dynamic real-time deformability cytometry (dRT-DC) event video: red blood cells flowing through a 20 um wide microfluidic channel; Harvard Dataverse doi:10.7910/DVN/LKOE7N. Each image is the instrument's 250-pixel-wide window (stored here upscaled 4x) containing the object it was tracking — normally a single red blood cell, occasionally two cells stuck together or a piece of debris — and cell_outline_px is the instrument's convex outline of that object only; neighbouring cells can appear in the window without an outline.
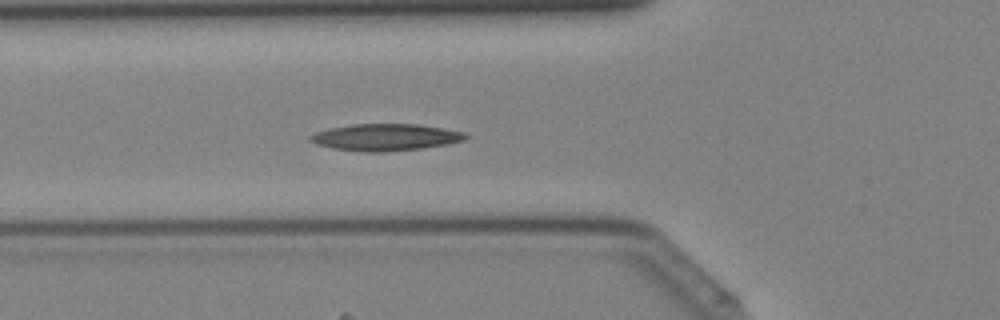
{"species": "Egyptian fruit bat (a non-hibernating species)", "species_latin": "Rousettus aegyptiacus", "temperature_condition": "cold", "stored_images_in_passage": 42, "camera_frame_rate_fps": 3000, "um_per_image_px": 0.085, "animal": {"sex": "female"}, "frame": {"image": 1, "passage_image": 15, "time_ms": 4.667, "image_size_px": [1000, 320], "cell_outline_px": [[468, 136], [464, 140], [448, 144], [420, 148], [384, 152], [364, 152], [332, 148], [316, 144], [308, 140], [308, 136], [316, 132], [328, 128], [352, 124], [416, 124], [444, 128], [464, 132]], "centroid_in_image_um": [32.73, 11.66], "position_along_channel_um": 93.1, "area_um2": 24.33}}
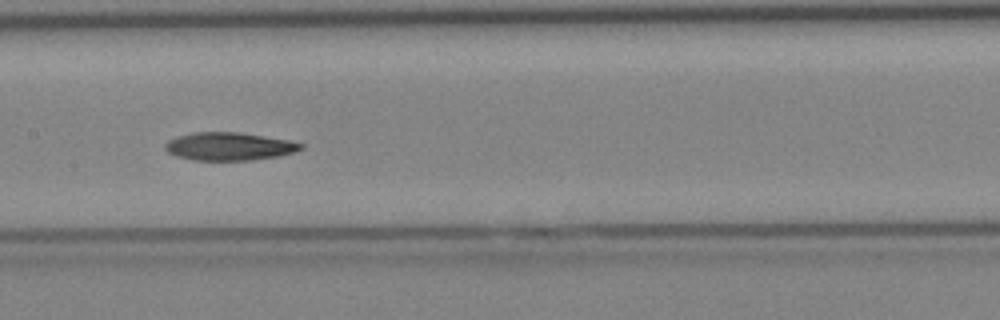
{"frame": {"image": 2, "passage_image": 21, "time_ms": 6.667, "image_size_px": [1000, 320], "cell_outline_px": [[304, 148], [296, 152], [280, 156], [252, 160], [192, 160], [176, 156], [168, 152], [164, 148], [164, 144], [168, 140], [176, 136], [192, 132], [240, 132], [292, 140], [304, 144]], "centroid_in_image_um": [19.51, 12.44], "position_along_channel_um": 187.9, "area_um2": 22.54}}
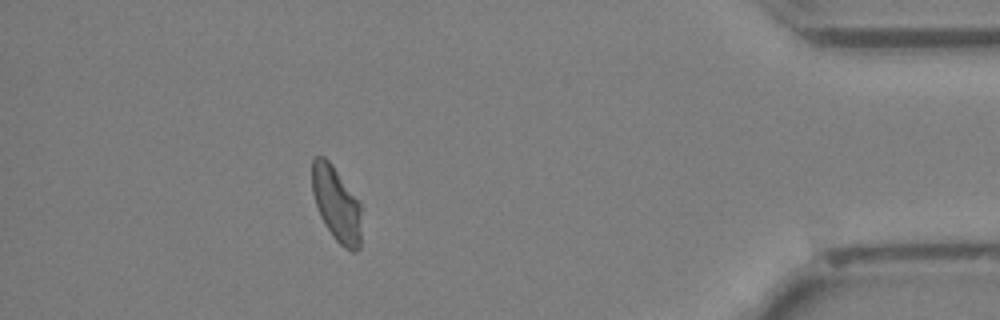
{"frame": {"image": 3, "passage_image": 38, "time_ms": 12.333, "image_size_px": [1000, 320], "cell_outline_px": [[360, 248], [356, 252], [352, 252], [344, 248], [332, 236], [324, 224], [320, 216], [312, 192], [312, 160], [316, 156], [324, 156], [332, 164], [360, 204]], "centroid_in_image_um": [28.58, 17.36], "position_along_channel_um": 406.6, "area_um2": 21.33}}